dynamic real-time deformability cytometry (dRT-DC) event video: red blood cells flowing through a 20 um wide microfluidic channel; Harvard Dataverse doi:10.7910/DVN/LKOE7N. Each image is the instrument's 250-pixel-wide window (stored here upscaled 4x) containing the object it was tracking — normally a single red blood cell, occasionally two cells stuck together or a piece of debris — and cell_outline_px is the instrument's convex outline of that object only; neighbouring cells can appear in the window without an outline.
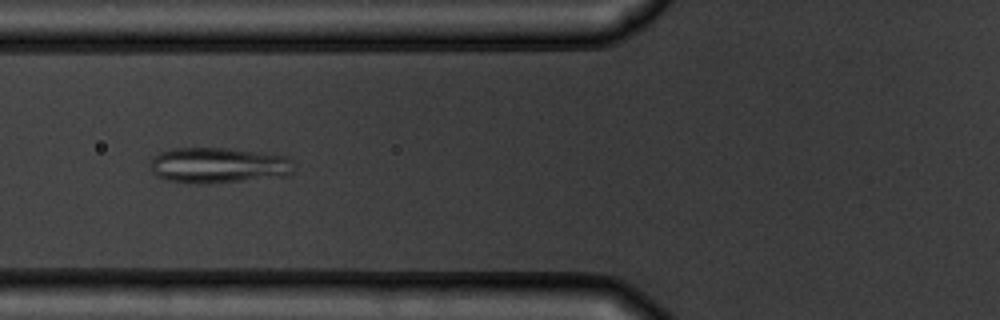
{"species": "common noctule bat (a hibernating species)", "species_latin": "Nyctalus noctula", "temperature_condition": "warm", "stored_images_in_passage": 7, "camera_frame_rate_fps": 3000, "um_per_image_px": 0.085, "animal": {"sex": "male", "body_mass_g": 19.5, "forearm_length_mm": 54.6}, "frame": {"image": 1, "passage_image": 5, "time_ms": 5.333, "image_size_px": [1000, 320], "cell_outline_px": [[292, 172], [288, 176], [200, 184], [196, 184], [164, 180], [156, 176], [152, 172], [148, 164], [152, 156], [160, 152], [172, 148], [228, 148], [260, 152], [288, 156], [292, 160]], "centroid_in_image_um": [18.5, 14.05], "position_along_channel_um": 107.3, "area_um2": 30.23}}